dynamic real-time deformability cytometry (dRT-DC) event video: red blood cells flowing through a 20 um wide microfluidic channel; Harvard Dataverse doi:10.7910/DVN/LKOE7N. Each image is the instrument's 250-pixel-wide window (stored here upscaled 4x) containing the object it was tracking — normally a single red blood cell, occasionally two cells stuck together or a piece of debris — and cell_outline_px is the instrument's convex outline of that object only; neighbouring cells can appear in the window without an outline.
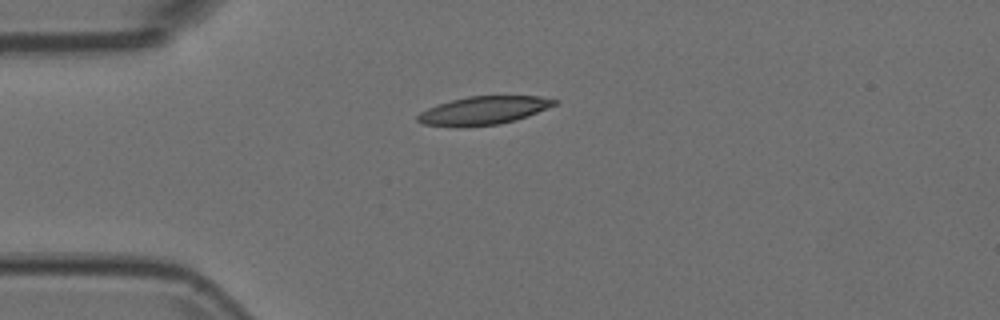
{"species": "Egyptian fruit bat (a non-hibernating species)", "species_latin": "Rousettus aegyptiacus", "temperature_condition": "room temperature", "stored_images_in_passage": 41, "camera_frame_rate_fps": 3000, "um_per_image_px": 0.085, "animal": {"sex": "female"}, "frame": {"image": 1, "passage_image": 1, "time_ms": 0.0, "image_size_px": [1000, 320], "cell_outline_px": [[560, 100], [556, 104], [528, 116], [516, 120], [500, 124], [424, 124], [416, 120], [416, 116], [420, 112], [428, 108], [452, 100], [468, 96], [540, 96]], "centroid_in_image_um": [41.19, 9.34], "position_along_channel_um": 43.8, "area_um2": 21.56}}
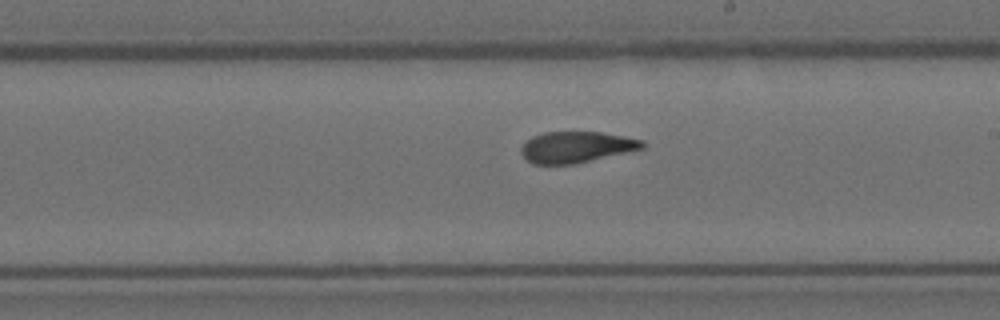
{"frame": {"image": 2, "passage_image": 18, "time_ms": 5.667, "image_size_px": [1000, 320], "cell_outline_px": [[644, 148], [572, 164], [532, 164], [520, 152], [520, 148], [532, 136], [544, 132], [600, 132], [624, 136], [644, 140]], "centroid_in_image_um": [48.97, 12.49], "position_along_channel_um": 240.0, "area_um2": 21.73}}
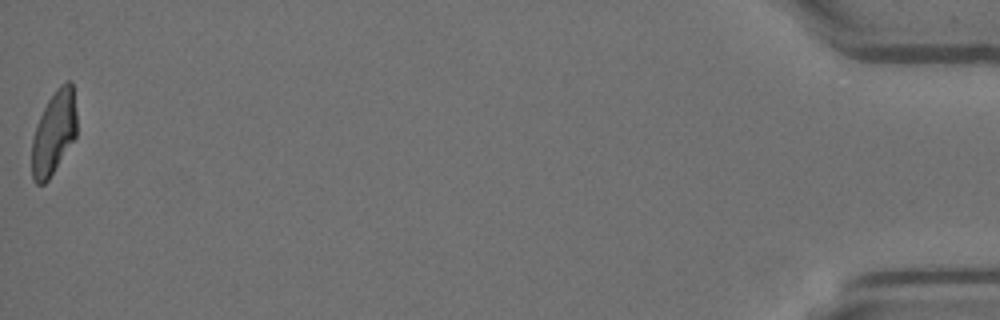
{"frame": {"image": 3, "passage_image": 41, "time_ms": 13.333, "image_size_px": [1000, 320], "cell_outline_px": [[76, 136], [48, 180], [44, 184], [36, 184], [32, 180], [32, 140], [40, 116], [48, 100], [56, 88], [64, 80], [72, 80], [76, 112]], "centroid_in_image_um": [4.58, 11.26], "position_along_channel_um": 430.6, "area_um2": 21.79}}